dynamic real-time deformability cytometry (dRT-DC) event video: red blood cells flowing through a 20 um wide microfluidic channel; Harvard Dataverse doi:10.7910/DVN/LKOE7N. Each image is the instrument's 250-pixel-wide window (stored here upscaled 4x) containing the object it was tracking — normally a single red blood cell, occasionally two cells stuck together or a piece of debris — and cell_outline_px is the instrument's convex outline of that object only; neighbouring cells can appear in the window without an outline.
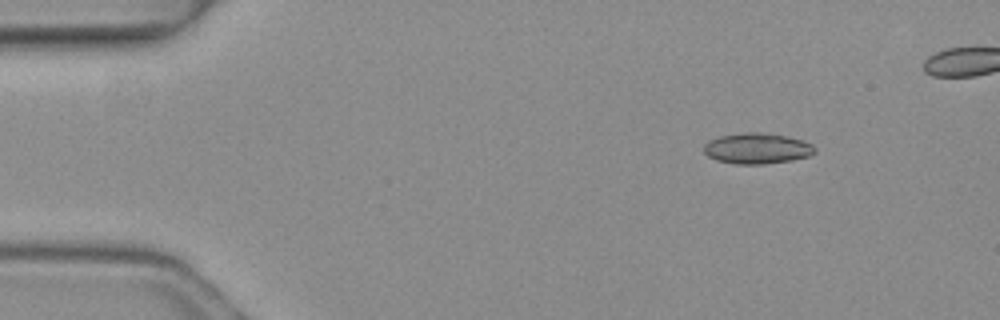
{"species": "common noctule bat (a hibernating species)", "species_latin": "Nyctalus noctula", "temperature_condition": "warm", "stored_images_in_passage": 5, "camera_frame_rate_fps": 3000, "um_per_image_px": 0.085, "animal": {"sex": "female", "body_mass_g": 19.3, "forearm_length_mm": 54.1}, "frame": {"image": 1, "passage_image": 2, "time_ms": 0.333, "image_size_px": [1000, 320], "cell_outline_px": [[816, 152], [808, 156], [792, 160], [764, 164], [736, 164], [716, 160], [708, 156], [704, 152], [704, 144], [708, 140], [720, 136], [744, 132], [760, 132], [788, 136], [804, 140], [812, 144], [816, 148]], "centroid_in_image_um": [64.36, 12.61], "position_along_channel_um": 20.6, "area_um2": 20.06}}